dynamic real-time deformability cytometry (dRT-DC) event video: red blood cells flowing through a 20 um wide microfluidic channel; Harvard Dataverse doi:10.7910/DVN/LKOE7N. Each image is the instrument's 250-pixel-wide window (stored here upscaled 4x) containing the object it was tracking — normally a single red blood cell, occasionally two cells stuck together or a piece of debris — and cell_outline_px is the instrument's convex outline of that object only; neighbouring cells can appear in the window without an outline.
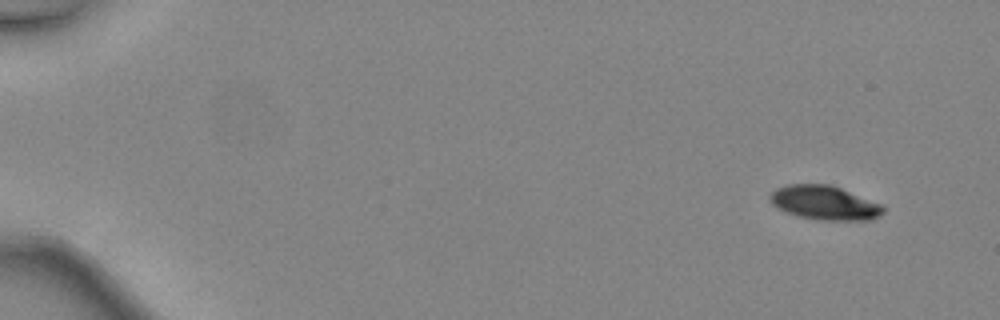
{"species": "common noctule bat (a hibernating species)", "species_latin": "Nyctalus noctula", "temperature_condition": "warm", "stored_images_in_passage": 44, "camera_frame_rate_fps": 3000, "um_per_image_px": 0.085, "animal": {"sex": "female", "body_mass_g": 24.6, "forearm_length_mm": 56.2}, "frame": {"image": 1, "passage_image": 1, "time_ms": 0.0, "image_size_px": [1000, 320], "cell_outline_px": [[884, 212], [880, 216], [872, 220], [820, 220], [800, 216], [784, 212], [776, 208], [768, 200], [768, 196], [776, 188], [788, 184], [832, 184], [884, 204]], "centroid_in_image_um": [70.1, 17.23], "position_along_channel_um": 14.9, "area_um2": 23.0}}
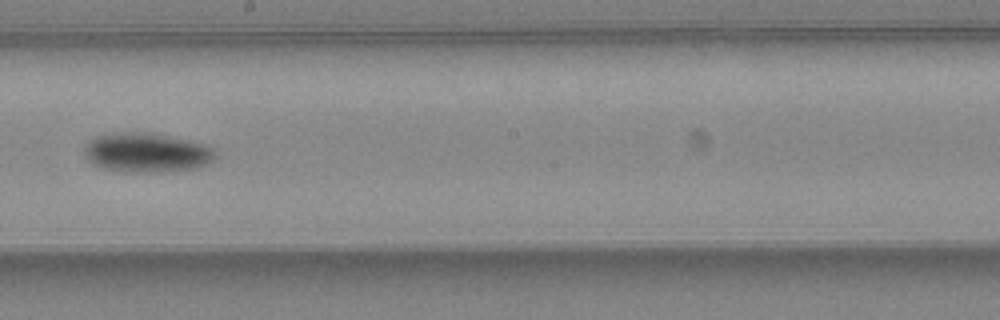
{"frame": {"image": 2, "passage_image": 26, "time_ms": 8.333, "image_size_px": [1000, 320], "cell_outline_px": [[216, 156], [208, 164], [196, 168], [156, 172], [128, 172], [104, 168], [92, 164], [84, 156], [84, 144], [88, 140], [96, 136], [124, 132], [152, 132], [204, 144], [212, 148]], "centroid_in_image_um": [12.42, 12.97], "position_along_channel_um": 235.8, "area_um2": 30.11}}
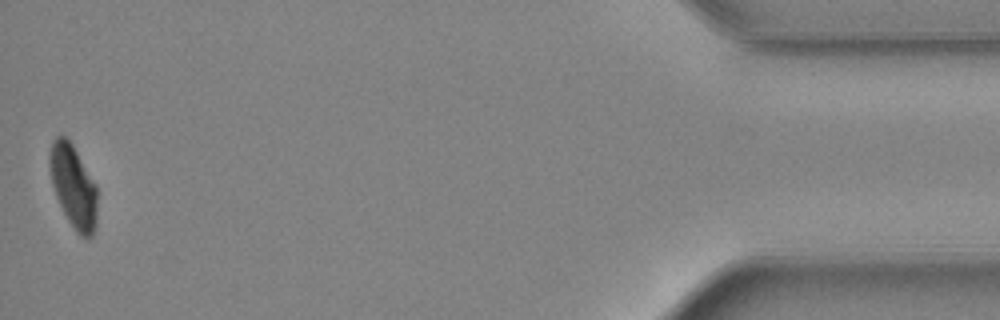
{"frame": {"image": 3, "passage_image": 44, "time_ms": 14.333, "image_size_px": [1000, 320], "cell_outline_px": [[96, 224], [92, 236], [80, 236], [76, 232], [68, 220], [56, 196], [52, 184], [48, 164], [48, 156], [52, 140], [56, 136], [64, 136], [72, 144], [96, 184]], "centroid_in_image_um": [6.21, 15.81], "position_along_channel_um": 429.0, "area_um2": 22.83}, "authors_computed_cell_mechanics": {"area_um2": 25.8366, "velocity_mm_per_s": 4.5399, "shape_relaxation_time_tau1_ms": 1.5298, "shape_relaxation_time_tau2_ms": null, "deformation_change_tau1": 0.1225, "deformation_change_tau2": null}}